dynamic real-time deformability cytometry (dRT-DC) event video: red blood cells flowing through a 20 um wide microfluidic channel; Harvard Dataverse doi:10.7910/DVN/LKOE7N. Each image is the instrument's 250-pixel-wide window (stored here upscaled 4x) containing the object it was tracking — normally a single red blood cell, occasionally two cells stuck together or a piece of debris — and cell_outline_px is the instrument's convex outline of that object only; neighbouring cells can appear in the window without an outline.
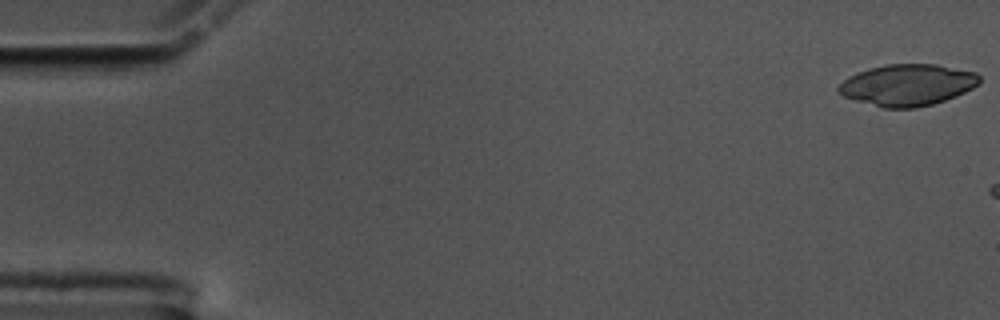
{"species": "common noctule bat (a hibernating species)", "species_latin": "Nyctalus noctula", "temperature_condition": "cold", "stored_images_in_passage": 7, "camera_frame_rate_fps": 3000, "um_per_image_px": 0.085, "animal": {"sex": "male", "body_mass_g": 17.5, "forearm_length_mm": 52.3}, "frame": {"image": 1, "passage_image": 1, "time_ms": 0.0, "image_size_px": [1000, 320], "cell_outline_px": [[980, 80], [972, 88], [956, 96], [932, 104], [916, 108], [884, 108], [856, 100], [844, 96], [836, 88], [848, 76], [856, 72], [868, 68], [884, 64], [936, 64], [976, 72], [980, 76]], "centroid_in_image_um": [77.12, 7.21], "position_along_channel_um": 7.9, "area_um2": 33.99}}